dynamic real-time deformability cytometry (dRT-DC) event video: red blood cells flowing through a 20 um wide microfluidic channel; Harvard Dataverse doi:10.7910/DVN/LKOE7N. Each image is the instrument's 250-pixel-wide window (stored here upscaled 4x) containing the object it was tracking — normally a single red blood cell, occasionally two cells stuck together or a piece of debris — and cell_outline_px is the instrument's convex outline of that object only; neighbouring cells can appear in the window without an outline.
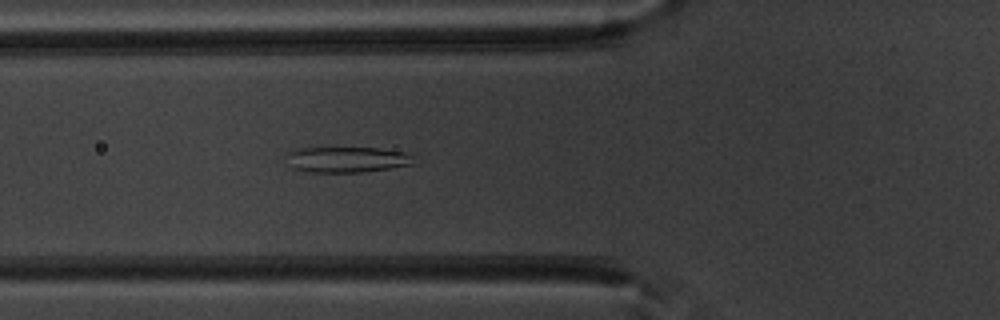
{"species": "common noctule bat (a hibernating species)", "species_latin": "Nyctalus noctula", "temperature_condition": "warm", "stored_images_in_passage": 42, "camera_frame_rate_fps": 3000, "um_per_image_px": 0.085, "animal": {"sex": "male", "body_mass_g": 20.1, "forearm_length_mm": 53.5}, "frame": {"image": 1, "passage_image": 10, "time_ms": 3.0, "image_size_px": [1000, 320], "cell_outline_px": [[412, 164], [364, 172], [308, 172], [292, 168], [284, 156], [288, 152], [296, 148], [380, 148], [404, 152], [412, 156]], "centroid_in_image_um": [29.4, 13.56], "position_along_channel_um": 96.4, "area_um2": 19.02}}
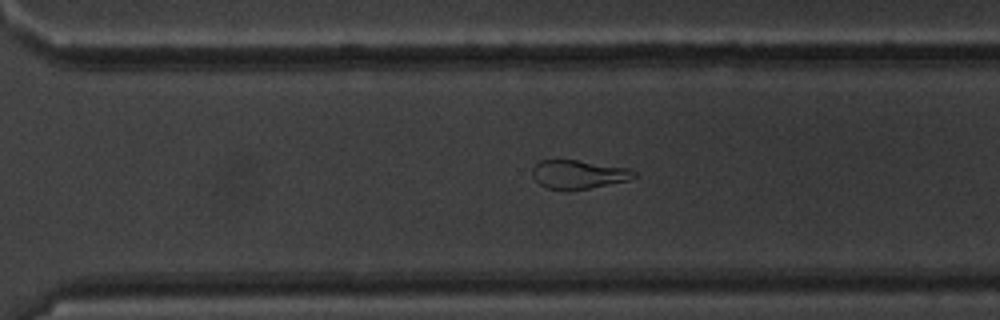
{"frame": {"image": 2, "passage_image": 27, "time_ms": 8.667, "image_size_px": [1000, 320], "cell_outline_px": [[636, 176], [628, 180], [588, 188], [544, 188], [532, 176], [532, 168], [540, 160], [576, 160], [628, 168], [636, 172]], "centroid_in_image_um": [49.15, 14.8], "position_along_channel_um": 321.4, "area_um2": 16.47}}
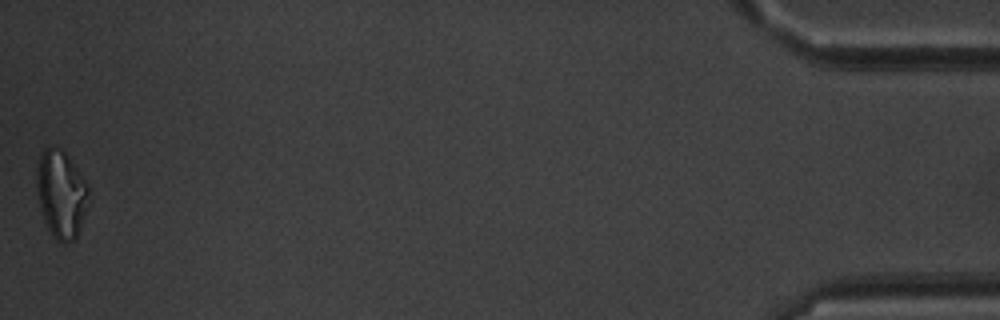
{"frame": {"image": 3, "passage_image": 42, "time_ms": 13.667, "image_size_px": [1000, 320], "cell_outline_px": [[88, 192], [84, 212], [80, 228], [76, 240], [68, 244], [60, 244], [52, 236], [44, 220], [40, 208], [36, 192], [36, 168], [40, 156], [44, 148], [60, 148], [64, 152], [88, 184]], "centroid_in_image_um": [5.16, 16.55], "position_along_channel_um": 430.0, "area_um2": 26.41}, "authors_computed_cell_mechanics": {"area_um2": 20.2878, "velocity_mm_per_s": 3.975, "shape_relaxation_time_tau1_ms": null, "shape_relaxation_time_tau2_ms": 1.8319, "deformation_change_tau1": null, "deformation_change_tau2": 0.0906}}